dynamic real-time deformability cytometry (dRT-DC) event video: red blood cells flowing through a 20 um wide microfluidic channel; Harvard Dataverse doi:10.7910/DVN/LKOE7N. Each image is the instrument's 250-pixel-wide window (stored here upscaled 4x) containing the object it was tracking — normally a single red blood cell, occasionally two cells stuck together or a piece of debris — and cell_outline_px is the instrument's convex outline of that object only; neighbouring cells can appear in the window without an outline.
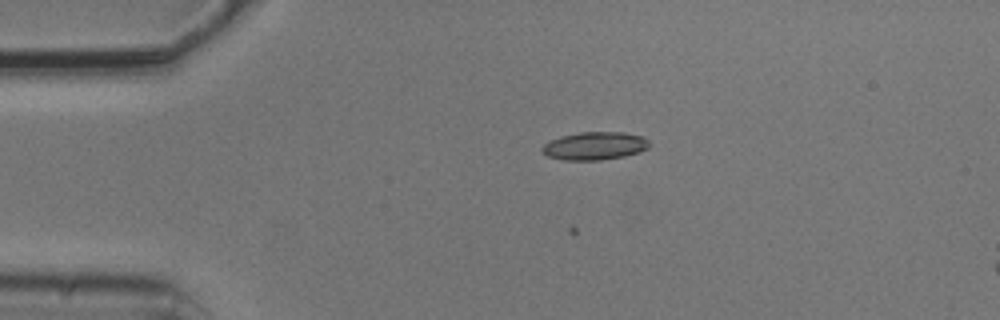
{"species": "common noctule bat (a hibernating species)", "species_latin": "Nyctalus noctula", "temperature_condition": "cold", "stored_images_in_passage": 6, "camera_frame_rate_fps": 3000, "um_per_image_px": 0.085, "animal": {"sex": "male", "body_mass_g": 20.5, "forearm_length_mm": 52.5}, "frame": {"image": 1, "passage_image": 4, "time_ms": 1.0, "image_size_px": [1000, 320], "cell_outline_px": [[652, 144], [648, 148], [640, 152], [624, 156], [600, 160], [564, 160], [548, 156], [540, 152], [540, 148], [544, 144], [560, 136], [580, 132], [624, 132], [644, 136]], "centroid_in_image_um": [50.57, 12.4], "position_along_channel_um": 34.4, "area_um2": 17.69}}